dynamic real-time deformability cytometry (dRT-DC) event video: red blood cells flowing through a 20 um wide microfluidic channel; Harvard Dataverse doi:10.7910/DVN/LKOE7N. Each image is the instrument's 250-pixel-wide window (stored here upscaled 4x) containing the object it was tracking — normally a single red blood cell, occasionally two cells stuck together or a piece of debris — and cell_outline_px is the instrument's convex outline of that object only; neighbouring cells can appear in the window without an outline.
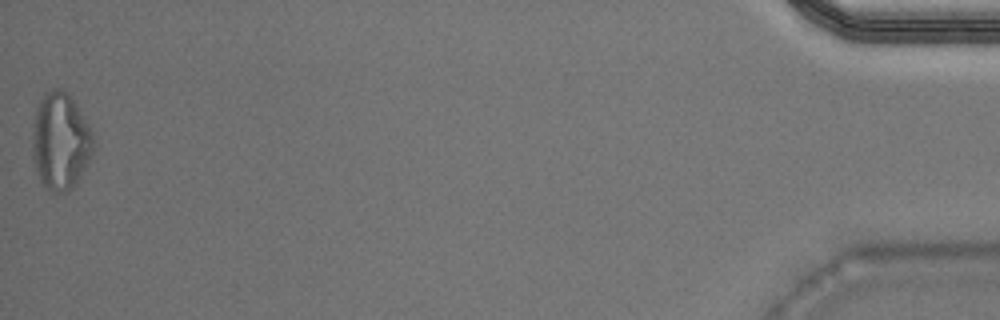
{"species": "Egyptian fruit bat (a non-hibernating species)", "species_latin": "Rousettus aegyptiacus", "temperature_condition": "warm", "stored_images_in_passage": 31, "segment_of_instrument_passage": [2, 2], "camera_frame_rate_fps": 3000, "um_per_image_px": 0.085, "animal": {"sex": "male"}, "frame": {"image": 1, "passage_image": 31, "time_ms": 10.0, "image_size_px": [1000, 320], "cell_outline_px": [[96, 148], [76, 184], [68, 192], [52, 192], [44, 188], [40, 180], [32, 156], [32, 124], [36, 108], [44, 92], [56, 88], [64, 92], [76, 104], [92, 128]], "centroid_in_image_um": [5.15, 12.03], "position_along_channel_um": 430.1, "area_um2": 35.03}}